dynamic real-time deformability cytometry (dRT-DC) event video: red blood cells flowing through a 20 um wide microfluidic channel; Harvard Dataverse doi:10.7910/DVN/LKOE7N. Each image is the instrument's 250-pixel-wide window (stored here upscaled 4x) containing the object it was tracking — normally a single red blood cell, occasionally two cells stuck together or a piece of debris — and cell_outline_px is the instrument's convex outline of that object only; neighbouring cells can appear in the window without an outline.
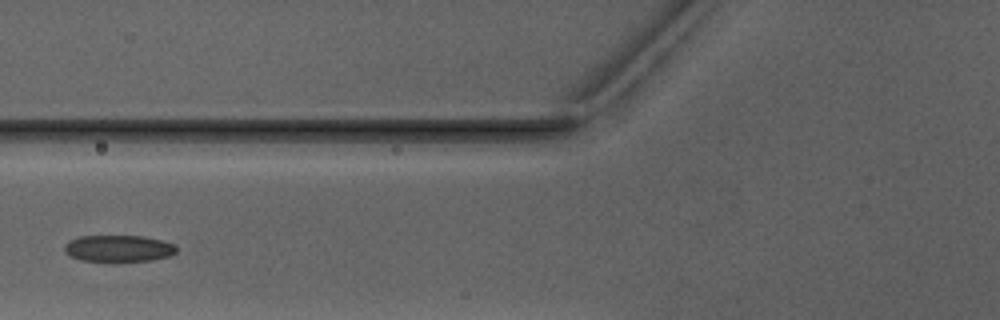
{"species": "Egyptian fruit bat (a non-hibernating species)", "species_latin": "Rousettus aegyptiacus", "temperature_condition": "warm", "stored_images_in_passage": 3, "camera_frame_rate_fps": 3000, "um_per_image_px": 0.085, "animal": {"sex": "male"}, "frame": {"image": 1, "passage_image": 3, "time_ms": 2.667, "image_size_px": [1000, 320], "cell_outline_px": [[176, 252], [168, 256], [148, 260], [80, 260], [64, 252], [64, 244], [68, 240], [80, 236], [140, 236], [160, 240], [176, 244]], "centroid_in_image_um": [10.04, 21.09], "position_along_channel_um": 115.8, "area_um2": 16.99}}